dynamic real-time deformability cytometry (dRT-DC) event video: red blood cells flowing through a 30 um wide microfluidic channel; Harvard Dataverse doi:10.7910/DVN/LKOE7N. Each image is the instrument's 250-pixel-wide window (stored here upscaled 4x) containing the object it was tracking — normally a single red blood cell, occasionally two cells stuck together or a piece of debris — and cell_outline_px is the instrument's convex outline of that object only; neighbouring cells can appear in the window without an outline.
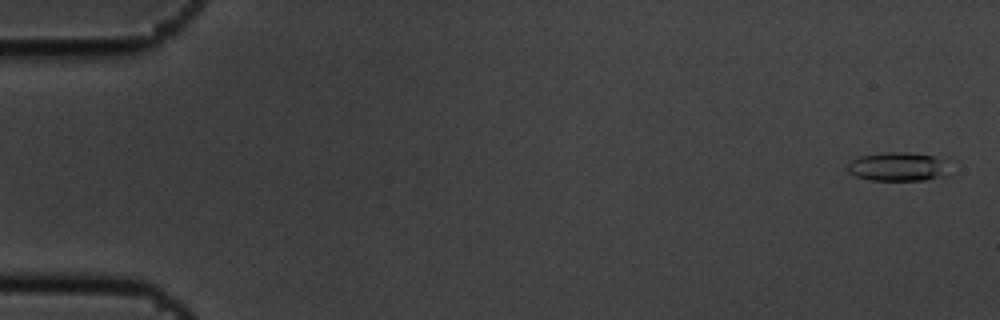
{"species": "common noctule bat (a hibernating species)", "species_latin": "Nyctalus noctula", "temperature_condition": "cold", "stored_images_in_passage": 5, "camera_frame_rate_fps": 3000, "um_per_image_px": 0.085, "animal": {"sex": "male", "body_mass_g": 19.5, "forearm_length_mm": 54.6}, "frame": {"image": 1, "passage_image": 1, "time_ms": 0.0, "image_size_px": [1000, 320], "cell_outline_px": [[948, 176], [924, 180], [868, 180], [856, 176], [848, 172], [848, 164], [852, 160], [860, 156], [884, 152], [904, 152], [932, 156], [940, 160]], "centroid_in_image_um": [76.23, 14.18], "position_along_channel_um": 8.8, "area_um2": 16.7}}